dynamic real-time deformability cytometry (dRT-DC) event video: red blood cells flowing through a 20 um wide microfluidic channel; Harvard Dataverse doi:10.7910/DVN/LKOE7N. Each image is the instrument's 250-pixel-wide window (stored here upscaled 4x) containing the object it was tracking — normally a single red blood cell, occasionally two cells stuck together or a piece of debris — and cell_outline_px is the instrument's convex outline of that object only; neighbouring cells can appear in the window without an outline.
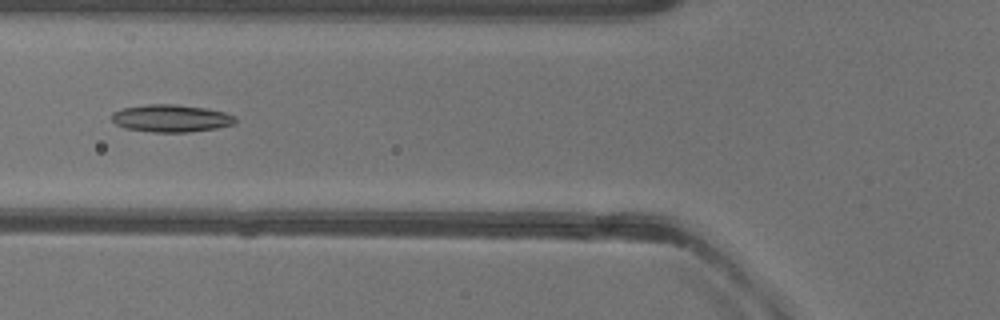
{"species": "common noctule bat (a hibernating species)", "species_latin": "Nyctalus noctula", "temperature_condition": "warm", "stored_images_in_passage": 38, "camera_frame_rate_fps": 3000, "um_per_image_px": 0.085, "animal": {"sex": "female"}, "frame": {"image": 1, "passage_image": 6, "time_ms": 1.667, "image_size_px": [1000, 320], "cell_outline_px": [[236, 124], [216, 128], [188, 132], [152, 132], [124, 128], [116, 124], [112, 120], [112, 112], [120, 108], [148, 104], [176, 104], [204, 108], [224, 112], [236, 116]], "centroid_in_image_um": [14.53, 10.05], "position_along_channel_um": 111.3, "area_um2": 19.88}}
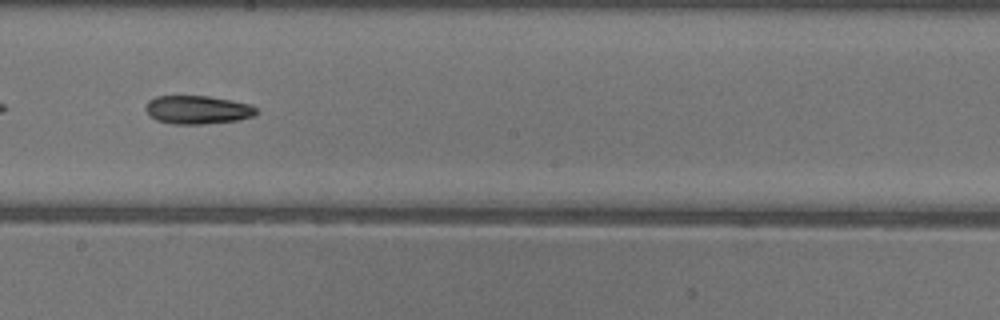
{"frame": {"image": 2, "passage_image": 15, "time_ms": 4.667, "image_size_px": [1000, 320], "cell_outline_px": [[260, 112], [252, 116], [240, 120], [204, 124], [172, 124], [156, 120], [148, 116], [144, 108], [148, 100], [156, 96], [208, 96], [248, 104], [256, 108]], "centroid_in_image_um": [16.74, 9.34], "position_along_channel_um": 231.5, "area_um2": 18.44}}
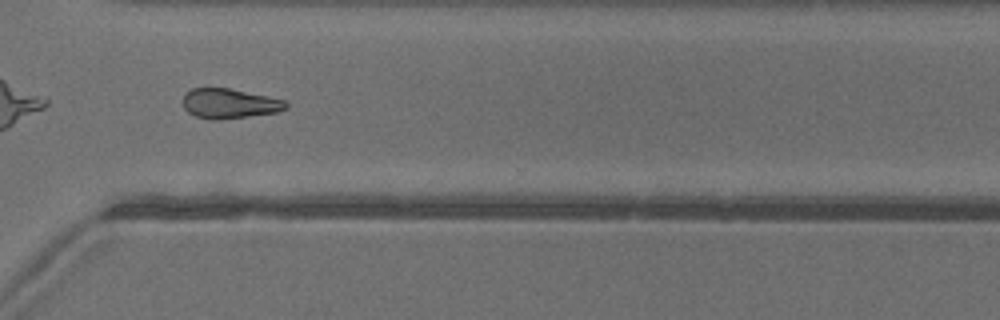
{"frame": {"image": 3, "passage_image": 24, "time_ms": 7.667, "image_size_px": [1000, 320], "cell_outline_px": [[288, 108], [276, 112], [248, 116], [216, 120], [212, 120], [196, 116], [188, 112], [184, 108], [180, 100], [184, 92], [192, 88], [228, 88], [268, 96], [284, 100], [288, 104]], "centroid_in_image_um": [19.44, 8.79], "position_along_channel_um": 351.2, "area_um2": 18.03}, "authors_computed_cell_mechanics": {"area_um2": 18.5827, "velocity_mm_per_s": 3.9936, "shape_relaxation_time_tau1_ms": 5.5663, "shape_relaxation_time_tau2_ms": 9.3206, "deformation_change_tau1": 0.1361, "deformation_change_tau2": 0.1981}}